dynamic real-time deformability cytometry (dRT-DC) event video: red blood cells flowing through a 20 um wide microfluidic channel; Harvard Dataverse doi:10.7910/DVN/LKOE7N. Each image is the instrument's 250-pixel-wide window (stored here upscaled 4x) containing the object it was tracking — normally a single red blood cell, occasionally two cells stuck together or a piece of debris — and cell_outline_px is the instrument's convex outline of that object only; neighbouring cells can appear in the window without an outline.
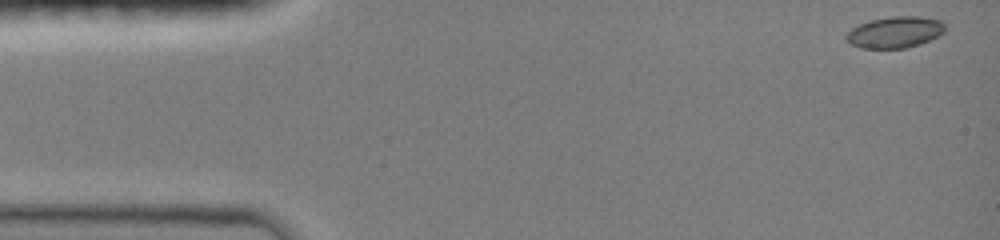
{"species": "common noctule bat (a hibernating species)", "species_latin": "Nyctalus noctula", "temperature_condition": "room temperature", "stored_images_in_passage": 8, "camera_frame_rate_fps": 3000, "um_per_image_px": 0.085, "animal": {"sex": "female", "body_mass_g": 19.0, "forearm_length_mm": 51.5}, "frame": {"image": 1, "passage_image": 1, "time_ms": 0.0, "image_size_px": [1000, 240], "cell_outline_px": [[944, 32], [920, 44], [904, 48], [860, 48], [852, 44], [844, 36], [852, 28], [860, 24], [872, 20], [892, 16], [920, 16], [944, 20]], "centroid_in_image_um": [76.09, 2.73], "position_along_channel_um": 8.9, "area_um2": 17.92}}
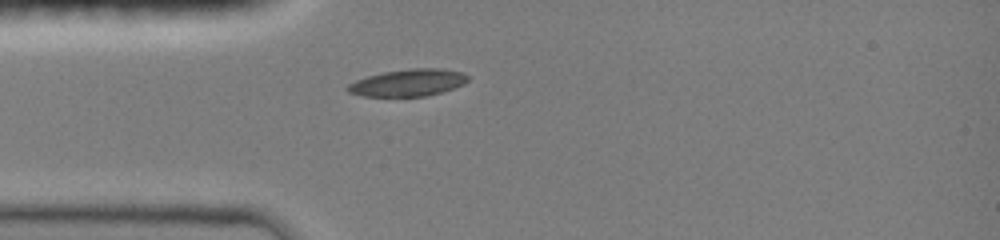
{"frame": {"image": 2, "passage_image": 6, "time_ms": 3.667, "image_size_px": [1000, 240], "cell_outline_px": [[468, 80], [464, 84], [440, 92], [424, 96], [364, 96], [348, 92], [344, 88], [348, 84], [356, 80], [368, 76], [384, 72], [408, 68], [440, 68], [464, 72], [468, 76]], "centroid_in_image_um": [34.68, 7.02], "position_along_channel_um": 50.3, "area_um2": 18.9}}
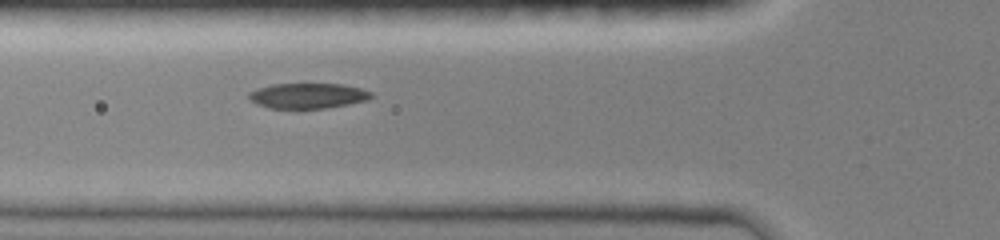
{"frame": {"image": 3, "passage_image": 8, "time_ms": 5.0, "image_size_px": [1000, 240], "cell_outline_px": [[372, 96], [368, 100], [348, 104], [324, 108], [296, 112], [268, 108], [256, 104], [248, 96], [248, 92], [272, 84], [340, 84], [360, 88], [372, 92]], "centroid_in_image_um": [26.12, 8.19], "position_along_channel_um": 99.7, "area_um2": 18.67}}